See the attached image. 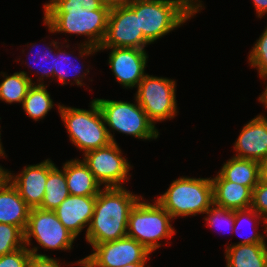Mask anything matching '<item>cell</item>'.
Here are the masks:
<instances>
[{"label": "cell", "mask_w": 267, "mask_h": 267, "mask_svg": "<svg viewBox=\"0 0 267 267\" xmlns=\"http://www.w3.org/2000/svg\"><path fill=\"white\" fill-rule=\"evenodd\" d=\"M126 187L103 188L96 196L94 213L85 241L97 245L127 236L128 217L142 198Z\"/></svg>", "instance_id": "6da1fadb"}, {"label": "cell", "mask_w": 267, "mask_h": 267, "mask_svg": "<svg viewBox=\"0 0 267 267\" xmlns=\"http://www.w3.org/2000/svg\"><path fill=\"white\" fill-rule=\"evenodd\" d=\"M202 0H134L129 6L138 17L139 30L152 44L183 26L201 10ZM195 15V16H194Z\"/></svg>", "instance_id": "7a4b0ae2"}, {"label": "cell", "mask_w": 267, "mask_h": 267, "mask_svg": "<svg viewBox=\"0 0 267 267\" xmlns=\"http://www.w3.org/2000/svg\"><path fill=\"white\" fill-rule=\"evenodd\" d=\"M110 8L104 5L99 10L44 11L43 23L49 33L70 34L87 37L78 44L80 60L95 55L107 32ZM86 56V57H85Z\"/></svg>", "instance_id": "3957f363"}, {"label": "cell", "mask_w": 267, "mask_h": 267, "mask_svg": "<svg viewBox=\"0 0 267 267\" xmlns=\"http://www.w3.org/2000/svg\"><path fill=\"white\" fill-rule=\"evenodd\" d=\"M89 107L90 109L86 110L60 103L57 106L71 144L80 152L83 151L82 155L112 142L95 99H92Z\"/></svg>", "instance_id": "277c9868"}, {"label": "cell", "mask_w": 267, "mask_h": 267, "mask_svg": "<svg viewBox=\"0 0 267 267\" xmlns=\"http://www.w3.org/2000/svg\"><path fill=\"white\" fill-rule=\"evenodd\" d=\"M173 219L203 214L213 205L210 178L181 176L155 199Z\"/></svg>", "instance_id": "5b68a950"}, {"label": "cell", "mask_w": 267, "mask_h": 267, "mask_svg": "<svg viewBox=\"0 0 267 267\" xmlns=\"http://www.w3.org/2000/svg\"><path fill=\"white\" fill-rule=\"evenodd\" d=\"M152 203L142 197L131 210L127 226V236L151 253L163 246L160 240L168 241L176 234L171 215L155 199Z\"/></svg>", "instance_id": "8992f818"}, {"label": "cell", "mask_w": 267, "mask_h": 267, "mask_svg": "<svg viewBox=\"0 0 267 267\" xmlns=\"http://www.w3.org/2000/svg\"><path fill=\"white\" fill-rule=\"evenodd\" d=\"M112 142L116 131L140 140H155L160 132L134 97V103L95 98ZM113 132V135H112ZM115 132V133H114Z\"/></svg>", "instance_id": "52a82bcc"}, {"label": "cell", "mask_w": 267, "mask_h": 267, "mask_svg": "<svg viewBox=\"0 0 267 267\" xmlns=\"http://www.w3.org/2000/svg\"><path fill=\"white\" fill-rule=\"evenodd\" d=\"M32 238L37 242L36 246L32 244ZM75 240L76 237L63 226L54 211L31 208L24 232V244L33 255L49 256L39 253L40 247L45 251H70Z\"/></svg>", "instance_id": "ba28073f"}, {"label": "cell", "mask_w": 267, "mask_h": 267, "mask_svg": "<svg viewBox=\"0 0 267 267\" xmlns=\"http://www.w3.org/2000/svg\"><path fill=\"white\" fill-rule=\"evenodd\" d=\"M176 85L174 79L146 74L136 87L134 97L155 126L177 116Z\"/></svg>", "instance_id": "9c48e42d"}, {"label": "cell", "mask_w": 267, "mask_h": 267, "mask_svg": "<svg viewBox=\"0 0 267 267\" xmlns=\"http://www.w3.org/2000/svg\"><path fill=\"white\" fill-rule=\"evenodd\" d=\"M82 156L83 162L103 188L125 187L124 183L132 176L129 172L133 166L124 157L117 142L88 151Z\"/></svg>", "instance_id": "30bf717a"}, {"label": "cell", "mask_w": 267, "mask_h": 267, "mask_svg": "<svg viewBox=\"0 0 267 267\" xmlns=\"http://www.w3.org/2000/svg\"><path fill=\"white\" fill-rule=\"evenodd\" d=\"M151 43L139 30L138 17L130 6L110 9L107 32L99 48L145 49Z\"/></svg>", "instance_id": "8fae6325"}, {"label": "cell", "mask_w": 267, "mask_h": 267, "mask_svg": "<svg viewBox=\"0 0 267 267\" xmlns=\"http://www.w3.org/2000/svg\"><path fill=\"white\" fill-rule=\"evenodd\" d=\"M110 50L108 65L123 89L136 88L147 74L145 68L148 53L136 48H98V51Z\"/></svg>", "instance_id": "7c38bea8"}, {"label": "cell", "mask_w": 267, "mask_h": 267, "mask_svg": "<svg viewBox=\"0 0 267 267\" xmlns=\"http://www.w3.org/2000/svg\"><path fill=\"white\" fill-rule=\"evenodd\" d=\"M90 254L99 267H122L133 263H147L152 254L142 244L128 236L115 241L91 245Z\"/></svg>", "instance_id": "4fadbf2b"}, {"label": "cell", "mask_w": 267, "mask_h": 267, "mask_svg": "<svg viewBox=\"0 0 267 267\" xmlns=\"http://www.w3.org/2000/svg\"><path fill=\"white\" fill-rule=\"evenodd\" d=\"M55 165L47 158L40 163L24 166L16 175L8 170L7 179L30 208H38L44 198L48 173Z\"/></svg>", "instance_id": "5bb4252c"}, {"label": "cell", "mask_w": 267, "mask_h": 267, "mask_svg": "<svg viewBox=\"0 0 267 267\" xmlns=\"http://www.w3.org/2000/svg\"><path fill=\"white\" fill-rule=\"evenodd\" d=\"M234 142V157L260 161L267 153V116L258 114L241 129Z\"/></svg>", "instance_id": "9a60e30c"}, {"label": "cell", "mask_w": 267, "mask_h": 267, "mask_svg": "<svg viewBox=\"0 0 267 267\" xmlns=\"http://www.w3.org/2000/svg\"><path fill=\"white\" fill-rule=\"evenodd\" d=\"M96 202V196L69 195L55 210L63 226L76 238L89 228Z\"/></svg>", "instance_id": "2e32d148"}, {"label": "cell", "mask_w": 267, "mask_h": 267, "mask_svg": "<svg viewBox=\"0 0 267 267\" xmlns=\"http://www.w3.org/2000/svg\"><path fill=\"white\" fill-rule=\"evenodd\" d=\"M213 204L224 209L240 210L251 207L252 190L244 185L227 181L219 173L213 178Z\"/></svg>", "instance_id": "e0dca14e"}, {"label": "cell", "mask_w": 267, "mask_h": 267, "mask_svg": "<svg viewBox=\"0 0 267 267\" xmlns=\"http://www.w3.org/2000/svg\"><path fill=\"white\" fill-rule=\"evenodd\" d=\"M31 208L7 179L0 186V223L18 226L25 232Z\"/></svg>", "instance_id": "ac0fdd59"}, {"label": "cell", "mask_w": 267, "mask_h": 267, "mask_svg": "<svg viewBox=\"0 0 267 267\" xmlns=\"http://www.w3.org/2000/svg\"><path fill=\"white\" fill-rule=\"evenodd\" d=\"M65 172L68 192L74 196H97L103 189L88 166L79 158L70 159L61 167Z\"/></svg>", "instance_id": "d6986e66"}, {"label": "cell", "mask_w": 267, "mask_h": 267, "mask_svg": "<svg viewBox=\"0 0 267 267\" xmlns=\"http://www.w3.org/2000/svg\"><path fill=\"white\" fill-rule=\"evenodd\" d=\"M218 173L225 180L247 186L251 190H253L261 180L258 161L234 156L230 157L222 164Z\"/></svg>", "instance_id": "ffe728a7"}, {"label": "cell", "mask_w": 267, "mask_h": 267, "mask_svg": "<svg viewBox=\"0 0 267 267\" xmlns=\"http://www.w3.org/2000/svg\"><path fill=\"white\" fill-rule=\"evenodd\" d=\"M224 250L226 267H265L267 243L228 244Z\"/></svg>", "instance_id": "44dd1931"}, {"label": "cell", "mask_w": 267, "mask_h": 267, "mask_svg": "<svg viewBox=\"0 0 267 267\" xmlns=\"http://www.w3.org/2000/svg\"><path fill=\"white\" fill-rule=\"evenodd\" d=\"M64 47L70 50L69 44H66V46H64V43L60 42V46L57 48V51L55 54L54 81L56 79L55 82H60V84L64 86V85H67L69 82H72L70 80L72 78L73 83H71L70 85L75 84L78 87L85 86L86 84L83 81L85 77L88 74H90L89 65H87L88 67L86 68V70H83L85 65H83L82 63L80 67V65H78L77 62L74 63L73 60L74 59L78 60L79 58L75 55L72 56L69 52H67L66 49L62 50Z\"/></svg>", "instance_id": "7402d4cb"}, {"label": "cell", "mask_w": 267, "mask_h": 267, "mask_svg": "<svg viewBox=\"0 0 267 267\" xmlns=\"http://www.w3.org/2000/svg\"><path fill=\"white\" fill-rule=\"evenodd\" d=\"M26 71H17L12 75L1 72L2 82L0 83V100L8 104H22L29 88L36 84ZM3 74V75H2Z\"/></svg>", "instance_id": "603a6c76"}, {"label": "cell", "mask_w": 267, "mask_h": 267, "mask_svg": "<svg viewBox=\"0 0 267 267\" xmlns=\"http://www.w3.org/2000/svg\"><path fill=\"white\" fill-rule=\"evenodd\" d=\"M47 88V84H33L21 105L27 116L34 121L45 119L48 112L56 105Z\"/></svg>", "instance_id": "cb8c5ba5"}, {"label": "cell", "mask_w": 267, "mask_h": 267, "mask_svg": "<svg viewBox=\"0 0 267 267\" xmlns=\"http://www.w3.org/2000/svg\"><path fill=\"white\" fill-rule=\"evenodd\" d=\"M69 195L65 172L55 165L48 173L44 198L38 208L54 211Z\"/></svg>", "instance_id": "d4e9b609"}, {"label": "cell", "mask_w": 267, "mask_h": 267, "mask_svg": "<svg viewBox=\"0 0 267 267\" xmlns=\"http://www.w3.org/2000/svg\"><path fill=\"white\" fill-rule=\"evenodd\" d=\"M249 224V222L254 226H251L253 228V232L251 230V234L246 235L244 237V235H242V233L240 234V230L241 227L244 223ZM263 221V222H262ZM264 225V231L265 233H267V221L260 215L258 214L253 208H247V209H240V210H234V226H233V233H237V235H240L242 237L241 241H239L238 243H234V244H255V243H267L266 239L267 236L266 234H262L259 233L258 230V225L262 224ZM241 225V227H240ZM247 225V224H245ZM244 226V225H243ZM239 229V230H238ZM251 229V228H250ZM266 238V239H265Z\"/></svg>", "instance_id": "484cf974"}, {"label": "cell", "mask_w": 267, "mask_h": 267, "mask_svg": "<svg viewBox=\"0 0 267 267\" xmlns=\"http://www.w3.org/2000/svg\"><path fill=\"white\" fill-rule=\"evenodd\" d=\"M48 44H49V46H47ZM59 44H60V42L58 41V39H57V41L56 40H52L50 43H47V45H44L45 49H42L43 47L41 48L42 50H46L45 52H42V53L41 52L40 53L36 52L35 53V56H36L37 59L33 60L34 64L35 63L38 64V62H36V61H42L41 63H39V67L37 66L39 69L36 68L34 65L33 66H29L30 62L27 63L25 61V64L26 65L28 64V67H31V68L35 67L34 68L35 70L38 69V70H36V76L38 77L37 80H36L38 82H36V84L44 85V80H47L48 77L51 78L52 81L54 80L55 54H56L57 48L60 46ZM30 46H31L30 48H33L35 46L37 47L38 44L37 43H31ZM52 46H53V49H52ZM31 50L33 51V49H31ZM31 50H30V52H31ZM54 51H55V53H54ZM33 58H34V56H33ZM42 64H44V65H42Z\"/></svg>", "instance_id": "4316f807"}, {"label": "cell", "mask_w": 267, "mask_h": 267, "mask_svg": "<svg viewBox=\"0 0 267 267\" xmlns=\"http://www.w3.org/2000/svg\"><path fill=\"white\" fill-rule=\"evenodd\" d=\"M248 64L250 67H254L261 80L266 81L267 78V26L263 30V33L256 40L251 47V51L248 54Z\"/></svg>", "instance_id": "83f0119b"}, {"label": "cell", "mask_w": 267, "mask_h": 267, "mask_svg": "<svg viewBox=\"0 0 267 267\" xmlns=\"http://www.w3.org/2000/svg\"><path fill=\"white\" fill-rule=\"evenodd\" d=\"M24 246V232L18 226L0 223V256Z\"/></svg>", "instance_id": "f1b7e54d"}, {"label": "cell", "mask_w": 267, "mask_h": 267, "mask_svg": "<svg viewBox=\"0 0 267 267\" xmlns=\"http://www.w3.org/2000/svg\"><path fill=\"white\" fill-rule=\"evenodd\" d=\"M103 0H49L43 5V11L99 10Z\"/></svg>", "instance_id": "f546056e"}, {"label": "cell", "mask_w": 267, "mask_h": 267, "mask_svg": "<svg viewBox=\"0 0 267 267\" xmlns=\"http://www.w3.org/2000/svg\"><path fill=\"white\" fill-rule=\"evenodd\" d=\"M204 214L207 215L203 218L206 221L207 228H224V226H227V229H230L228 231L233 230L234 210L224 209L213 204Z\"/></svg>", "instance_id": "4dcf8cb0"}, {"label": "cell", "mask_w": 267, "mask_h": 267, "mask_svg": "<svg viewBox=\"0 0 267 267\" xmlns=\"http://www.w3.org/2000/svg\"><path fill=\"white\" fill-rule=\"evenodd\" d=\"M251 208L267 221V180L261 179L252 190Z\"/></svg>", "instance_id": "1f68e13d"}, {"label": "cell", "mask_w": 267, "mask_h": 267, "mask_svg": "<svg viewBox=\"0 0 267 267\" xmlns=\"http://www.w3.org/2000/svg\"><path fill=\"white\" fill-rule=\"evenodd\" d=\"M31 252L26 246L0 256V267H27Z\"/></svg>", "instance_id": "d6a6232c"}, {"label": "cell", "mask_w": 267, "mask_h": 267, "mask_svg": "<svg viewBox=\"0 0 267 267\" xmlns=\"http://www.w3.org/2000/svg\"><path fill=\"white\" fill-rule=\"evenodd\" d=\"M60 259H56L50 256H37L31 254L27 267H62Z\"/></svg>", "instance_id": "836d02e7"}, {"label": "cell", "mask_w": 267, "mask_h": 267, "mask_svg": "<svg viewBox=\"0 0 267 267\" xmlns=\"http://www.w3.org/2000/svg\"><path fill=\"white\" fill-rule=\"evenodd\" d=\"M257 17L262 18L267 14V0H252Z\"/></svg>", "instance_id": "e575fe53"}, {"label": "cell", "mask_w": 267, "mask_h": 267, "mask_svg": "<svg viewBox=\"0 0 267 267\" xmlns=\"http://www.w3.org/2000/svg\"><path fill=\"white\" fill-rule=\"evenodd\" d=\"M75 263L80 267H99L97 261L89 254L85 256V258L79 259L77 262L75 261L74 264L71 263V266Z\"/></svg>", "instance_id": "d590c367"}, {"label": "cell", "mask_w": 267, "mask_h": 267, "mask_svg": "<svg viewBox=\"0 0 267 267\" xmlns=\"http://www.w3.org/2000/svg\"><path fill=\"white\" fill-rule=\"evenodd\" d=\"M134 0H103L104 4L111 8L129 6Z\"/></svg>", "instance_id": "8d00e7d4"}, {"label": "cell", "mask_w": 267, "mask_h": 267, "mask_svg": "<svg viewBox=\"0 0 267 267\" xmlns=\"http://www.w3.org/2000/svg\"><path fill=\"white\" fill-rule=\"evenodd\" d=\"M260 165V174L261 179L267 180V153L265 156L259 161Z\"/></svg>", "instance_id": "74e56055"}, {"label": "cell", "mask_w": 267, "mask_h": 267, "mask_svg": "<svg viewBox=\"0 0 267 267\" xmlns=\"http://www.w3.org/2000/svg\"><path fill=\"white\" fill-rule=\"evenodd\" d=\"M267 80V78H266ZM258 101L264 105L265 109H267V86L264 88V91L259 95Z\"/></svg>", "instance_id": "f35d334b"}, {"label": "cell", "mask_w": 267, "mask_h": 267, "mask_svg": "<svg viewBox=\"0 0 267 267\" xmlns=\"http://www.w3.org/2000/svg\"><path fill=\"white\" fill-rule=\"evenodd\" d=\"M7 171L8 169H5L0 165V186L7 180Z\"/></svg>", "instance_id": "ab89813d"}, {"label": "cell", "mask_w": 267, "mask_h": 267, "mask_svg": "<svg viewBox=\"0 0 267 267\" xmlns=\"http://www.w3.org/2000/svg\"><path fill=\"white\" fill-rule=\"evenodd\" d=\"M0 120H1V117H0ZM0 129H1V126H0ZM5 156L7 158V155L5 153L4 147L1 142V130H0V157L4 158Z\"/></svg>", "instance_id": "60d3db41"}, {"label": "cell", "mask_w": 267, "mask_h": 267, "mask_svg": "<svg viewBox=\"0 0 267 267\" xmlns=\"http://www.w3.org/2000/svg\"><path fill=\"white\" fill-rule=\"evenodd\" d=\"M146 265H147L146 263H133V264H127L122 267H145ZM147 267H149V265Z\"/></svg>", "instance_id": "b9f144b4"}]
</instances>
